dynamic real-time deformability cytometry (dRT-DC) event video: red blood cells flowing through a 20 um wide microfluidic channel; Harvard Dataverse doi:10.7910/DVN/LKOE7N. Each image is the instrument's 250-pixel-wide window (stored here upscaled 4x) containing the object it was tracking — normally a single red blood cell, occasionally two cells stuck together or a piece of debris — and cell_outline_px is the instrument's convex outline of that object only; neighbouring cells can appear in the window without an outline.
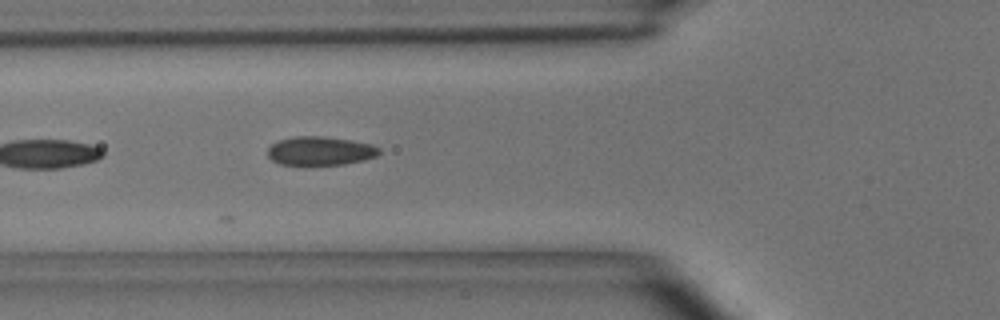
{"species": "common noctule bat (a hibernating species)", "species_latin": "Nyctalus noctula", "temperature_condition": "room temperature", "stored_images_in_passage": 23, "segment_of_instrument_passage": [2, 2], "camera_frame_rate_fps": 3000, "um_per_image_px": 0.085, "animal": {"sex": "male", "body_mass_g": 15.6}, "frame": {"image": 1, "passage_image": 17, "time_ms": 5.333, "image_size_px": [1000, 320], "cell_outline_px": [[380, 152], [376, 156], [364, 160], [344, 164], [280, 164], [272, 160], [268, 156], [268, 148], [272, 144], [280, 140], [296, 136], [320, 136], [352, 140], [372, 144], [380, 148]], "centroid_in_image_um": [27.24, 12.82], "position_along_channel_um": 98.6, "area_um2": 18.5}}